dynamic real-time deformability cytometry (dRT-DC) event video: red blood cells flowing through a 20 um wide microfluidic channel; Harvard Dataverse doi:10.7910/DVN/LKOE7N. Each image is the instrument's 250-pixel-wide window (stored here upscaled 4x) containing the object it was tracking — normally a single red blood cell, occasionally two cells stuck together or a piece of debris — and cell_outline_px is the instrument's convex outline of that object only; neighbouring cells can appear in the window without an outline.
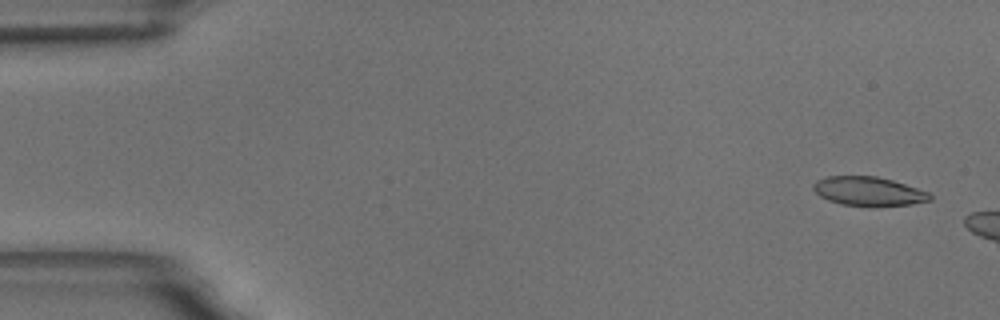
{"species": "common noctule bat (a hibernating species)", "species_latin": "Nyctalus noctula", "temperature_condition": "room temperature", "stored_images_in_passage": 8, "camera_frame_rate_fps": 3000, "um_per_image_px": 0.085, "animal": {"sex": "male", "body_mass_g": 18.8}, "frame": {"image": 1, "passage_image": 3, "time_ms": 0.667, "image_size_px": [1000, 320], "cell_outline_px": [[932, 200], [912, 204], [868, 208], [840, 204], [828, 200], [820, 196], [812, 188], [812, 184], [816, 180], [828, 176], [876, 176], [892, 180], [928, 192], [932, 196]], "centroid_in_image_um": [73.81, 16.29], "position_along_channel_um": 11.2, "area_um2": 20.11}}